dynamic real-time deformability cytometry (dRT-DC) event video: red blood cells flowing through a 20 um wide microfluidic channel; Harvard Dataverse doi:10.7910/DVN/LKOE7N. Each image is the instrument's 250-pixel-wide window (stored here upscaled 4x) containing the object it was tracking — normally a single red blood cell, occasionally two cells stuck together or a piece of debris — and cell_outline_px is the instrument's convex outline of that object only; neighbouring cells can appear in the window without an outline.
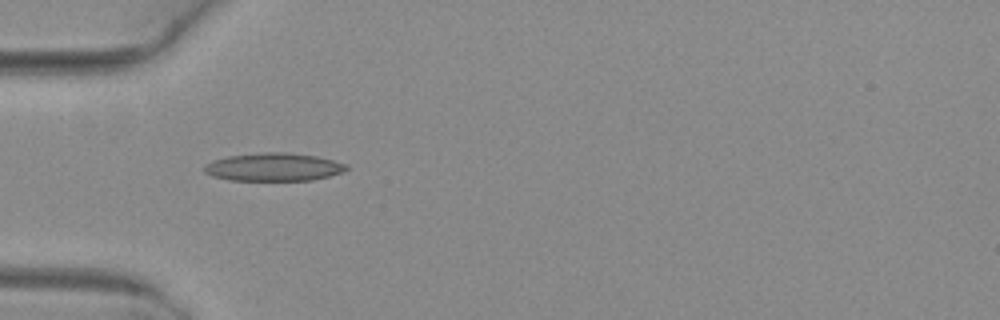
{"species": "common noctule bat (a hibernating species)", "species_latin": "Nyctalus noctula", "temperature_condition": "warm", "stored_images_in_passage": 1, "camera_frame_rate_fps": 3000, "um_per_image_px": 0.085, "animal": {"sex": "female", "body_mass_g": 29.2, "forearm_length_mm": 56.3}, "frame": {"image": 1, "passage_image": 1, "time_ms": 0.0, "image_size_px": [1000, 320], "cell_outline_px": [[348, 168], [340, 172], [328, 176], [312, 180], [228, 180], [212, 176], [204, 172], [204, 164], [212, 160], [228, 156], [264, 152], [284, 152], [316, 156], [348, 164]], "centroid_in_image_um": [23.21, 14.19], "position_along_channel_um": 61.8, "area_um2": 23.12}}